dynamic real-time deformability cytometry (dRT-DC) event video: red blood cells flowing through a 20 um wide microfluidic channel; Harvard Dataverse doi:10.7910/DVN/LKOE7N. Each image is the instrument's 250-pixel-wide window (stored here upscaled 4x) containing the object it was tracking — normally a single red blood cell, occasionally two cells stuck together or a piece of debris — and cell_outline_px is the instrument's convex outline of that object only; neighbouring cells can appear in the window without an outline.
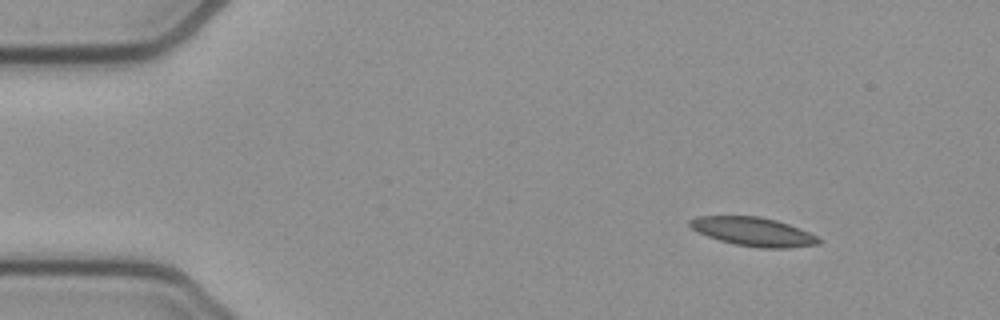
{"species": "common noctule bat (a hibernating species)", "species_latin": "Nyctalus noctula", "temperature_condition": "cold", "stored_images_in_passage": 53, "camera_frame_rate_fps": 3000, "um_per_image_px": 0.085, "animal": {"sex": "female", "body_mass_g": 21.9}, "frame": {"image": 1, "passage_image": 6, "time_ms": 1.667, "image_size_px": [1000, 320], "cell_outline_px": [[824, 240], [820, 244], [788, 248], [760, 248], [736, 244], [720, 240], [708, 236], [692, 228], [688, 224], [688, 220], [696, 216], [760, 216], [776, 220], [800, 228]], "centroid_in_image_um": [64.06, 19.69], "position_along_channel_um": 20.9, "area_um2": 21.56}}
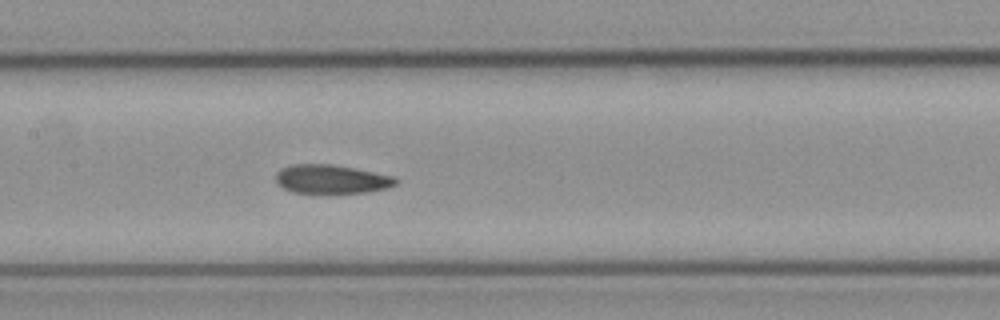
{"frame": {"image": 2, "passage_image": 25, "time_ms": 8.0, "image_size_px": [1000, 320], "cell_outline_px": [[400, 180], [396, 184], [388, 188], [368, 192], [324, 196], [292, 192], [276, 184], [276, 172], [280, 168], [292, 164], [332, 164], [356, 168], [396, 176]], "centroid_in_image_um": [28.19, 15.27], "position_along_channel_um": 179.2, "area_um2": 21.39}}
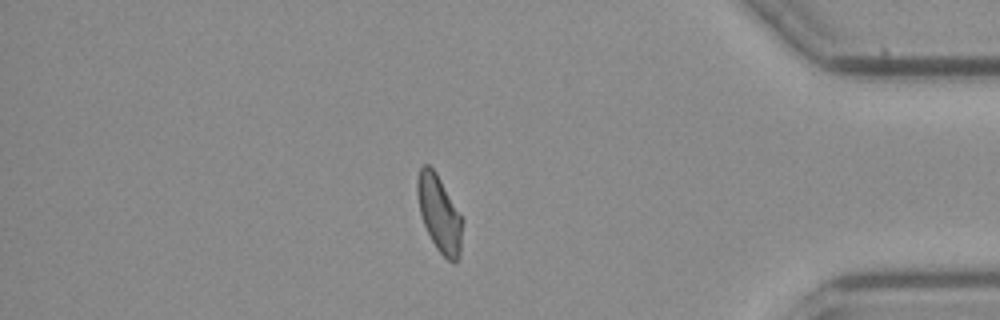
{"frame": {"image": 3, "passage_image": 45, "time_ms": 14.667, "image_size_px": [1000, 320], "cell_outline_px": [[464, 220], [460, 256], [456, 264], [448, 260], [436, 248], [424, 224], [420, 212], [416, 192], [416, 180], [420, 168], [424, 164], [428, 164], [436, 172]], "centroid_in_image_um": [37.36, 18.18], "position_along_channel_um": 397.8, "area_um2": 20.23}, "authors_computed_cell_mechanics": {"area_um2": 21.1548, "velocity_mm_per_s": 3.8236, "shape_relaxation_time_tau1_ms": 9.7084, "shape_relaxation_time_tau2_ms": 2.239, "deformation_change_tau1": 0.1897, "deformation_change_tau2": 0.0747}}